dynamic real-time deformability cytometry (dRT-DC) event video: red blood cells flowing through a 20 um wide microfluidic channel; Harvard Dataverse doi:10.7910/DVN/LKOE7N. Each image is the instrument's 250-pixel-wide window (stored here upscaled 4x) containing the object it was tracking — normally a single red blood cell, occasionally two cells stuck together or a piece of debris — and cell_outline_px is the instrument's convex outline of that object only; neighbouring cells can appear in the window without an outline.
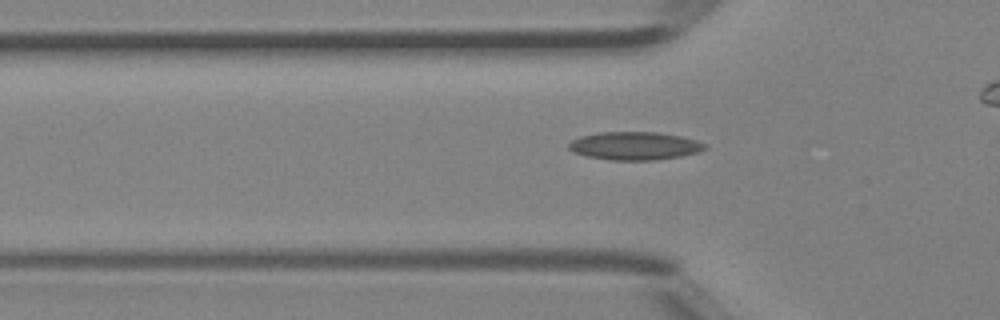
{"species": "Egyptian fruit bat (a non-hibernating species)", "species_latin": "Rousettus aegyptiacus", "temperature_condition": "room temperature", "stored_images_in_passage": 28, "camera_frame_rate_fps": 3000, "um_per_image_px": 0.085, "animal": {"sex": "female"}, "frame": {"image": 1, "passage_image": 6, "time_ms": 1.667, "image_size_px": [1000, 320], "cell_outline_px": [[708, 148], [700, 152], [680, 156], [652, 160], [608, 160], [588, 156], [576, 152], [568, 148], [568, 144], [572, 140], [580, 136], [600, 132], [656, 132], [680, 136], [696, 140], [704, 144]], "centroid_in_image_um": [53.95, 12.39], "position_along_channel_um": 71.8, "area_um2": 22.14}}
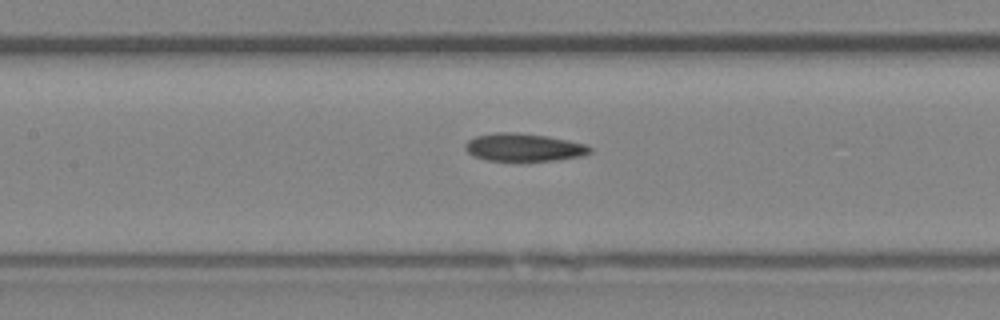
{"frame": {"image": 2, "passage_image": 12, "time_ms": 3.667, "image_size_px": [1000, 320], "cell_outline_px": [[592, 152], [584, 156], [556, 160], [520, 164], [488, 160], [476, 156], [468, 152], [464, 148], [464, 144], [468, 140], [476, 136], [492, 132], [512, 132], [548, 136], [568, 140], [584, 144], [592, 148]], "centroid_in_image_um": [44.52, 12.57], "position_along_channel_um": 162.9, "area_um2": 21.1}}
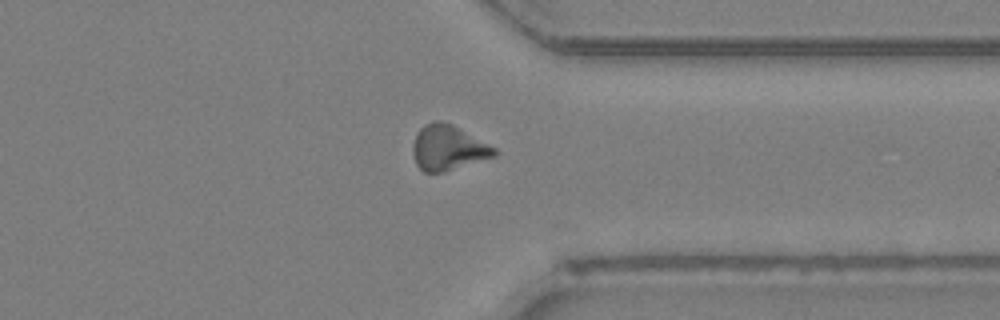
{"frame": {"image": 3, "passage_image": 26, "time_ms": 8.333, "image_size_px": [1000, 320], "cell_outline_px": [[496, 156], [444, 172], [424, 172], [416, 164], [412, 152], [412, 144], [416, 132], [424, 124], [436, 120], [440, 120], [452, 124], [496, 148]], "centroid_in_image_um": [38.05, 12.55], "position_along_channel_um": 373.4, "area_um2": 21.5}}